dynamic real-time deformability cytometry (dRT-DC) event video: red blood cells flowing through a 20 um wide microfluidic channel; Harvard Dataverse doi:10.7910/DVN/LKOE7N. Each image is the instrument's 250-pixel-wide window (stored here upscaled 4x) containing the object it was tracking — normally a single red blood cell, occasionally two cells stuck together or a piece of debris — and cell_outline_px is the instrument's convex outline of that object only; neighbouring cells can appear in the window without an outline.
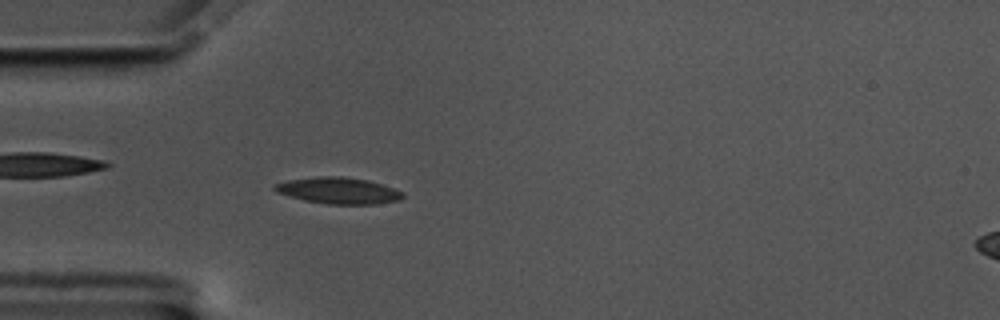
{"species": "common noctule bat (a hibernating species)", "species_latin": "Nyctalus noctula", "temperature_condition": "cold", "stored_images_in_passage": 9, "camera_frame_rate_fps": 3000, "um_per_image_px": 0.085, "animal": {"sex": "male", "body_mass_g": 17.5, "forearm_length_mm": 52.3}, "frame": {"image": 1, "passage_image": 2, "time_ms": 0.333, "image_size_px": [1000, 320], "cell_outline_px": [[404, 196], [400, 200], [376, 204], [328, 204], [304, 200], [276, 192], [272, 188], [276, 184], [288, 180], [320, 176], [340, 176], [368, 180], [404, 192]], "centroid_in_image_um": [28.77, 16.2], "position_along_channel_um": 56.2, "area_um2": 19.54}}